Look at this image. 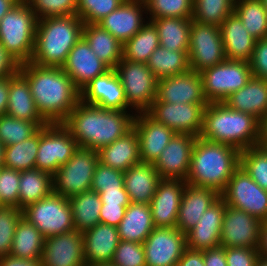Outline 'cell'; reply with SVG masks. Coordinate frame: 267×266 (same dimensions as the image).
<instances>
[{"instance_id": "obj_1", "label": "cell", "mask_w": 267, "mask_h": 266, "mask_svg": "<svg viewBox=\"0 0 267 266\" xmlns=\"http://www.w3.org/2000/svg\"><path fill=\"white\" fill-rule=\"evenodd\" d=\"M18 71L27 79L37 109L49 124L62 123L80 101V91L62 68L26 62L19 64Z\"/></svg>"}, {"instance_id": "obj_2", "label": "cell", "mask_w": 267, "mask_h": 266, "mask_svg": "<svg viewBox=\"0 0 267 266\" xmlns=\"http://www.w3.org/2000/svg\"><path fill=\"white\" fill-rule=\"evenodd\" d=\"M100 108L81 100L62 122L80 148L99 150L133 128L136 113Z\"/></svg>"}, {"instance_id": "obj_3", "label": "cell", "mask_w": 267, "mask_h": 266, "mask_svg": "<svg viewBox=\"0 0 267 266\" xmlns=\"http://www.w3.org/2000/svg\"><path fill=\"white\" fill-rule=\"evenodd\" d=\"M239 166L240 151L237 148L197 137L185 182L212 188L221 194Z\"/></svg>"}, {"instance_id": "obj_4", "label": "cell", "mask_w": 267, "mask_h": 266, "mask_svg": "<svg viewBox=\"0 0 267 266\" xmlns=\"http://www.w3.org/2000/svg\"><path fill=\"white\" fill-rule=\"evenodd\" d=\"M259 124L256 117L233 110L224 102H211L204 109L199 138L243 151L258 144Z\"/></svg>"}, {"instance_id": "obj_5", "label": "cell", "mask_w": 267, "mask_h": 266, "mask_svg": "<svg viewBox=\"0 0 267 266\" xmlns=\"http://www.w3.org/2000/svg\"><path fill=\"white\" fill-rule=\"evenodd\" d=\"M83 25L78 15L37 20L30 62L42 67L62 68L69 52L82 37Z\"/></svg>"}, {"instance_id": "obj_6", "label": "cell", "mask_w": 267, "mask_h": 266, "mask_svg": "<svg viewBox=\"0 0 267 266\" xmlns=\"http://www.w3.org/2000/svg\"><path fill=\"white\" fill-rule=\"evenodd\" d=\"M37 20L25 0L16 3L0 20V44L18 64L32 58Z\"/></svg>"}, {"instance_id": "obj_7", "label": "cell", "mask_w": 267, "mask_h": 266, "mask_svg": "<svg viewBox=\"0 0 267 266\" xmlns=\"http://www.w3.org/2000/svg\"><path fill=\"white\" fill-rule=\"evenodd\" d=\"M23 217L47 238L75 229L68 198L52 191L22 209Z\"/></svg>"}, {"instance_id": "obj_8", "label": "cell", "mask_w": 267, "mask_h": 266, "mask_svg": "<svg viewBox=\"0 0 267 266\" xmlns=\"http://www.w3.org/2000/svg\"><path fill=\"white\" fill-rule=\"evenodd\" d=\"M99 162L97 150L80 148L66 164L52 175L53 191L66 198L90 190L96 165Z\"/></svg>"}, {"instance_id": "obj_9", "label": "cell", "mask_w": 267, "mask_h": 266, "mask_svg": "<svg viewBox=\"0 0 267 266\" xmlns=\"http://www.w3.org/2000/svg\"><path fill=\"white\" fill-rule=\"evenodd\" d=\"M125 92L127 104L137 112H146L156 99L158 79L147 63L122 60L114 68Z\"/></svg>"}, {"instance_id": "obj_10", "label": "cell", "mask_w": 267, "mask_h": 266, "mask_svg": "<svg viewBox=\"0 0 267 266\" xmlns=\"http://www.w3.org/2000/svg\"><path fill=\"white\" fill-rule=\"evenodd\" d=\"M200 74L208 103L224 102L231 93L244 87L252 77L249 62L227 59Z\"/></svg>"}, {"instance_id": "obj_11", "label": "cell", "mask_w": 267, "mask_h": 266, "mask_svg": "<svg viewBox=\"0 0 267 266\" xmlns=\"http://www.w3.org/2000/svg\"><path fill=\"white\" fill-rule=\"evenodd\" d=\"M78 149L77 142L62 123L47 124L39 130L35 168L53 175Z\"/></svg>"}, {"instance_id": "obj_12", "label": "cell", "mask_w": 267, "mask_h": 266, "mask_svg": "<svg viewBox=\"0 0 267 266\" xmlns=\"http://www.w3.org/2000/svg\"><path fill=\"white\" fill-rule=\"evenodd\" d=\"M190 69L201 73L226 60L220 28L192 20L189 37Z\"/></svg>"}, {"instance_id": "obj_13", "label": "cell", "mask_w": 267, "mask_h": 266, "mask_svg": "<svg viewBox=\"0 0 267 266\" xmlns=\"http://www.w3.org/2000/svg\"><path fill=\"white\" fill-rule=\"evenodd\" d=\"M220 197L230 207L245 211L260 221L267 220V191L240 166L233 173Z\"/></svg>"}, {"instance_id": "obj_14", "label": "cell", "mask_w": 267, "mask_h": 266, "mask_svg": "<svg viewBox=\"0 0 267 266\" xmlns=\"http://www.w3.org/2000/svg\"><path fill=\"white\" fill-rule=\"evenodd\" d=\"M208 104L153 102L146 111L159 123H163L178 134L199 137L203 113Z\"/></svg>"}, {"instance_id": "obj_15", "label": "cell", "mask_w": 267, "mask_h": 266, "mask_svg": "<svg viewBox=\"0 0 267 266\" xmlns=\"http://www.w3.org/2000/svg\"><path fill=\"white\" fill-rule=\"evenodd\" d=\"M146 266H177L186 246V235L178 228H154L142 243Z\"/></svg>"}, {"instance_id": "obj_16", "label": "cell", "mask_w": 267, "mask_h": 266, "mask_svg": "<svg viewBox=\"0 0 267 266\" xmlns=\"http://www.w3.org/2000/svg\"><path fill=\"white\" fill-rule=\"evenodd\" d=\"M154 102L208 104L201 74L190 69L183 74L159 79Z\"/></svg>"}, {"instance_id": "obj_17", "label": "cell", "mask_w": 267, "mask_h": 266, "mask_svg": "<svg viewBox=\"0 0 267 266\" xmlns=\"http://www.w3.org/2000/svg\"><path fill=\"white\" fill-rule=\"evenodd\" d=\"M260 223L253 215L226 205L220 246L258 248Z\"/></svg>"}, {"instance_id": "obj_18", "label": "cell", "mask_w": 267, "mask_h": 266, "mask_svg": "<svg viewBox=\"0 0 267 266\" xmlns=\"http://www.w3.org/2000/svg\"><path fill=\"white\" fill-rule=\"evenodd\" d=\"M80 100L100 108L133 111L126 102L125 92L115 69H109L89 82L80 91Z\"/></svg>"}, {"instance_id": "obj_19", "label": "cell", "mask_w": 267, "mask_h": 266, "mask_svg": "<svg viewBox=\"0 0 267 266\" xmlns=\"http://www.w3.org/2000/svg\"><path fill=\"white\" fill-rule=\"evenodd\" d=\"M197 137L176 133L154 163L162 179L186 181Z\"/></svg>"}, {"instance_id": "obj_20", "label": "cell", "mask_w": 267, "mask_h": 266, "mask_svg": "<svg viewBox=\"0 0 267 266\" xmlns=\"http://www.w3.org/2000/svg\"><path fill=\"white\" fill-rule=\"evenodd\" d=\"M42 266H86L82 232L76 229L45 238Z\"/></svg>"}, {"instance_id": "obj_21", "label": "cell", "mask_w": 267, "mask_h": 266, "mask_svg": "<svg viewBox=\"0 0 267 266\" xmlns=\"http://www.w3.org/2000/svg\"><path fill=\"white\" fill-rule=\"evenodd\" d=\"M133 128L139 139L141 162L153 164L176 134L171 128L159 123L147 112L135 114Z\"/></svg>"}, {"instance_id": "obj_22", "label": "cell", "mask_w": 267, "mask_h": 266, "mask_svg": "<svg viewBox=\"0 0 267 266\" xmlns=\"http://www.w3.org/2000/svg\"><path fill=\"white\" fill-rule=\"evenodd\" d=\"M62 69L70 76L74 86L81 91L95 77L110 68L91 50L82 36L69 52Z\"/></svg>"}, {"instance_id": "obj_23", "label": "cell", "mask_w": 267, "mask_h": 266, "mask_svg": "<svg viewBox=\"0 0 267 266\" xmlns=\"http://www.w3.org/2000/svg\"><path fill=\"white\" fill-rule=\"evenodd\" d=\"M144 0H125L116 10L101 19L99 24L120 43L132 38L146 23Z\"/></svg>"}, {"instance_id": "obj_24", "label": "cell", "mask_w": 267, "mask_h": 266, "mask_svg": "<svg viewBox=\"0 0 267 266\" xmlns=\"http://www.w3.org/2000/svg\"><path fill=\"white\" fill-rule=\"evenodd\" d=\"M187 183L183 180L162 179L150 205L155 228H176L182 194Z\"/></svg>"}, {"instance_id": "obj_25", "label": "cell", "mask_w": 267, "mask_h": 266, "mask_svg": "<svg viewBox=\"0 0 267 266\" xmlns=\"http://www.w3.org/2000/svg\"><path fill=\"white\" fill-rule=\"evenodd\" d=\"M226 205L220 197L203 213L199 222L185 233L187 248L203 251L220 246Z\"/></svg>"}, {"instance_id": "obj_26", "label": "cell", "mask_w": 267, "mask_h": 266, "mask_svg": "<svg viewBox=\"0 0 267 266\" xmlns=\"http://www.w3.org/2000/svg\"><path fill=\"white\" fill-rule=\"evenodd\" d=\"M220 194L212 188L186 184L178 211L176 228L186 233L193 228L203 213L218 199Z\"/></svg>"}, {"instance_id": "obj_27", "label": "cell", "mask_w": 267, "mask_h": 266, "mask_svg": "<svg viewBox=\"0 0 267 266\" xmlns=\"http://www.w3.org/2000/svg\"><path fill=\"white\" fill-rule=\"evenodd\" d=\"M86 266L111 262L120 243L117 227L99 223L82 233Z\"/></svg>"}, {"instance_id": "obj_28", "label": "cell", "mask_w": 267, "mask_h": 266, "mask_svg": "<svg viewBox=\"0 0 267 266\" xmlns=\"http://www.w3.org/2000/svg\"><path fill=\"white\" fill-rule=\"evenodd\" d=\"M219 28L226 59L249 62L256 39L248 33L237 14H230Z\"/></svg>"}, {"instance_id": "obj_29", "label": "cell", "mask_w": 267, "mask_h": 266, "mask_svg": "<svg viewBox=\"0 0 267 266\" xmlns=\"http://www.w3.org/2000/svg\"><path fill=\"white\" fill-rule=\"evenodd\" d=\"M161 180L153 163L134 164L124 172V188L130 202L150 204Z\"/></svg>"}, {"instance_id": "obj_30", "label": "cell", "mask_w": 267, "mask_h": 266, "mask_svg": "<svg viewBox=\"0 0 267 266\" xmlns=\"http://www.w3.org/2000/svg\"><path fill=\"white\" fill-rule=\"evenodd\" d=\"M224 103L260 121L267 114V80L252 76L244 87L231 93Z\"/></svg>"}, {"instance_id": "obj_31", "label": "cell", "mask_w": 267, "mask_h": 266, "mask_svg": "<svg viewBox=\"0 0 267 266\" xmlns=\"http://www.w3.org/2000/svg\"><path fill=\"white\" fill-rule=\"evenodd\" d=\"M98 156L100 163L122 172L141 162L136 130L132 128L112 144L101 147Z\"/></svg>"}, {"instance_id": "obj_32", "label": "cell", "mask_w": 267, "mask_h": 266, "mask_svg": "<svg viewBox=\"0 0 267 266\" xmlns=\"http://www.w3.org/2000/svg\"><path fill=\"white\" fill-rule=\"evenodd\" d=\"M6 115L27 121L47 122L37 109L27 79L19 71L10 75Z\"/></svg>"}, {"instance_id": "obj_33", "label": "cell", "mask_w": 267, "mask_h": 266, "mask_svg": "<svg viewBox=\"0 0 267 266\" xmlns=\"http://www.w3.org/2000/svg\"><path fill=\"white\" fill-rule=\"evenodd\" d=\"M149 204L130 203L117 230L120 240L143 243L154 230Z\"/></svg>"}, {"instance_id": "obj_34", "label": "cell", "mask_w": 267, "mask_h": 266, "mask_svg": "<svg viewBox=\"0 0 267 266\" xmlns=\"http://www.w3.org/2000/svg\"><path fill=\"white\" fill-rule=\"evenodd\" d=\"M82 36L94 54L110 69H114L122 60L123 44L99 24H84Z\"/></svg>"}, {"instance_id": "obj_35", "label": "cell", "mask_w": 267, "mask_h": 266, "mask_svg": "<svg viewBox=\"0 0 267 266\" xmlns=\"http://www.w3.org/2000/svg\"><path fill=\"white\" fill-rule=\"evenodd\" d=\"M157 29L160 46L170 51H188L192 18L148 19Z\"/></svg>"}, {"instance_id": "obj_36", "label": "cell", "mask_w": 267, "mask_h": 266, "mask_svg": "<svg viewBox=\"0 0 267 266\" xmlns=\"http://www.w3.org/2000/svg\"><path fill=\"white\" fill-rule=\"evenodd\" d=\"M75 229L82 233L100 223L102 201L92 189L68 198Z\"/></svg>"}, {"instance_id": "obj_37", "label": "cell", "mask_w": 267, "mask_h": 266, "mask_svg": "<svg viewBox=\"0 0 267 266\" xmlns=\"http://www.w3.org/2000/svg\"><path fill=\"white\" fill-rule=\"evenodd\" d=\"M53 191L52 175L39 169L20 171L18 208L24 209Z\"/></svg>"}, {"instance_id": "obj_38", "label": "cell", "mask_w": 267, "mask_h": 266, "mask_svg": "<svg viewBox=\"0 0 267 266\" xmlns=\"http://www.w3.org/2000/svg\"><path fill=\"white\" fill-rule=\"evenodd\" d=\"M45 237L24 217L16 225L10 255L30 260H41Z\"/></svg>"}, {"instance_id": "obj_39", "label": "cell", "mask_w": 267, "mask_h": 266, "mask_svg": "<svg viewBox=\"0 0 267 266\" xmlns=\"http://www.w3.org/2000/svg\"><path fill=\"white\" fill-rule=\"evenodd\" d=\"M160 46L158 32L151 21L123 44L122 58L132 62L147 63L151 54Z\"/></svg>"}, {"instance_id": "obj_40", "label": "cell", "mask_w": 267, "mask_h": 266, "mask_svg": "<svg viewBox=\"0 0 267 266\" xmlns=\"http://www.w3.org/2000/svg\"><path fill=\"white\" fill-rule=\"evenodd\" d=\"M147 65L158 80L186 73L190 70L188 51H170L159 46Z\"/></svg>"}, {"instance_id": "obj_41", "label": "cell", "mask_w": 267, "mask_h": 266, "mask_svg": "<svg viewBox=\"0 0 267 266\" xmlns=\"http://www.w3.org/2000/svg\"><path fill=\"white\" fill-rule=\"evenodd\" d=\"M234 12L251 36L267 39V11L261 0H235Z\"/></svg>"}, {"instance_id": "obj_42", "label": "cell", "mask_w": 267, "mask_h": 266, "mask_svg": "<svg viewBox=\"0 0 267 266\" xmlns=\"http://www.w3.org/2000/svg\"><path fill=\"white\" fill-rule=\"evenodd\" d=\"M39 147V131L29 139L5 146L3 167L23 171L35 168Z\"/></svg>"}, {"instance_id": "obj_43", "label": "cell", "mask_w": 267, "mask_h": 266, "mask_svg": "<svg viewBox=\"0 0 267 266\" xmlns=\"http://www.w3.org/2000/svg\"><path fill=\"white\" fill-rule=\"evenodd\" d=\"M48 122H34L16 119L8 115L0 116V142L9 146L29 139Z\"/></svg>"}, {"instance_id": "obj_44", "label": "cell", "mask_w": 267, "mask_h": 266, "mask_svg": "<svg viewBox=\"0 0 267 266\" xmlns=\"http://www.w3.org/2000/svg\"><path fill=\"white\" fill-rule=\"evenodd\" d=\"M235 0H193L192 20L218 27L234 12Z\"/></svg>"}, {"instance_id": "obj_45", "label": "cell", "mask_w": 267, "mask_h": 266, "mask_svg": "<svg viewBox=\"0 0 267 266\" xmlns=\"http://www.w3.org/2000/svg\"><path fill=\"white\" fill-rule=\"evenodd\" d=\"M240 167L267 191V149L258 145L240 151Z\"/></svg>"}, {"instance_id": "obj_46", "label": "cell", "mask_w": 267, "mask_h": 266, "mask_svg": "<svg viewBox=\"0 0 267 266\" xmlns=\"http://www.w3.org/2000/svg\"><path fill=\"white\" fill-rule=\"evenodd\" d=\"M147 19L192 18L193 0H144Z\"/></svg>"}, {"instance_id": "obj_47", "label": "cell", "mask_w": 267, "mask_h": 266, "mask_svg": "<svg viewBox=\"0 0 267 266\" xmlns=\"http://www.w3.org/2000/svg\"><path fill=\"white\" fill-rule=\"evenodd\" d=\"M38 20L77 15V0H25Z\"/></svg>"}, {"instance_id": "obj_48", "label": "cell", "mask_w": 267, "mask_h": 266, "mask_svg": "<svg viewBox=\"0 0 267 266\" xmlns=\"http://www.w3.org/2000/svg\"><path fill=\"white\" fill-rule=\"evenodd\" d=\"M125 0H77V15L84 24L98 23Z\"/></svg>"}, {"instance_id": "obj_49", "label": "cell", "mask_w": 267, "mask_h": 266, "mask_svg": "<svg viewBox=\"0 0 267 266\" xmlns=\"http://www.w3.org/2000/svg\"><path fill=\"white\" fill-rule=\"evenodd\" d=\"M22 217L19 208L0 207V257L10 254L16 225Z\"/></svg>"}, {"instance_id": "obj_50", "label": "cell", "mask_w": 267, "mask_h": 266, "mask_svg": "<svg viewBox=\"0 0 267 266\" xmlns=\"http://www.w3.org/2000/svg\"><path fill=\"white\" fill-rule=\"evenodd\" d=\"M20 171L0 167V207L18 208Z\"/></svg>"}, {"instance_id": "obj_51", "label": "cell", "mask_w": 267, "mask_h": 266, "mask_svg": "<svg viewBox=\"0 0 267 266\" xmlns=\"http://www.w3.org/2000/svg\"><path fill=\"white\" fill-rule=\"evenodd\" d=\"M111 262L115 266H146L143 244L121 240Z\"/></svg>"}, {"instance_id": "obj_52", "label": "cell", "mask_w": 267, "mask_h": 266, "mask_svg": "<svg viewBox=\"0 0 267 266\" xmlns=\"http://www.w3.org/2000/svg\"><path fill=\"white\" fill-rule=\"evenodd\" d=\"M91 189L97 193L102 190L125 189L124 172L98 162L94 171Z\"/></svg>"}, {"instance_id": "obj_53", "label": "cell", "mask_w": 267, "mask_h": 266, "mask_svg": "<svg viewBox=\"0 0 267 266\" xmlns=\"http://www.w3.org/2000/svg\"><path fill=\"white\" fill-rule=\"evenodd\" d=\"M227 266H255L259 259L257 248L224 247Z\"/></svg>"}, {"instance_id": "obj_54", "label": "cell", "mask_w": 267, "mask_h": 266, "mask_svg": "<svg viewBox=\"0 0 267 266\" xmlns=\"http://www.w3.org/2000/svg\"><path fill=\"white\" fill-rule=\"evenodd\" d=\"M249 65L252 76L267 80V39L256 40Z\"/></svg>"}, {"instance_id": "obj_55", "label": "cell", "mask_w": 267, "mask_h": 266, "mask_svg": "<svg viewBox=\"0 0 267 266\" xmlns=\"http://www.w3.org/2000/svg\"><path fill=\"white\" fill-rule=\"evenodd\" d=\"M128 205L102 204L100 210V223L117 227L124 217Z\"/></svg>"}, {"instance_id": "obj_56", "label": "cell", "mask_w": 267, "mask_h": 266, "mask_svg": "<svg viewBox=\"0 0 267 266\" xmlns=\"http://www.w3.org/2000/svg\"><path fill=\"white\" fill-rule=\"evenodd\" d=\"M99 195L102 204L129 205L131 203L125 189L102 190Z\"/></svg>"}, {"instance_id": "obj_57", "label": "cell", "mask_w": 267, "mask_h": 266, "mask_svg": "<svg viewBox=\"0 0 267 266\" xmlns=\"http://www.w3.org/2000/svg\"><path fill=\"white\" fill-rule=\"evenodd\" d=\"M19 64L0 44V78L15 74Z\"/></svg>"}, {"instance_id": "obj_58", "label": "cell", "mask_w": 267, "mask_h": 266, "mask_svg": "<svg viewBox=\"0 0 267 266\" xmlns=\"http://www.w3.org/2000/svg\"><path fill=\"white\" fill-rule=\"evenodd\" d=\"M205 266H227L225 249L222 246L203 250Z\"/></svg>"}, {"instance_id": "obj_59", "label": "cell", "mask_w": 267, "mask_h": 266, "mask_svg": "<svg viewBox=\"0 0 267 266\" xmlns=\"http://www.w3.org/2000/svg\"><path fill=\"white\" fill-rule=\"evenodd\" d=\"M177 266H205L203 251L186 248Z\"/></svg>"}, {"instance_id": "obj_60", "label": "cell", "mask_w": 267, "mask_h": 266, "mask_svg": "<svg viewBox=\"0 0 267 266\" xmlns=\"http://www.w3.org/2000/svg\"><path fill=\"white\" fill-rule=\"evenodd\" d=\"M0 266H42L41 260H30L6 255L0 257Z\"/></svg>"}, {"instance_id": "obj_61", "label": "cell", "mask_w": 267, "mask_h": 266, "mask_svg": "<svg viewBox=\"0 0 267 266\" xmlns=\"http://www.w3.org/2000/svg\"><path fill=\"white\" fill-rule=\"evenodd\" d=\"M10 76L0 78V116L7 112Z\"/></svg>"}, {"instance_id": "obj_62", "label": "cell", "mask_w": 267, "mask_h": 266, "mask_svg": "<svg viewBox=\"0 0 267 266\" xmlns=\"http://www.w3.org/2000/svg\"><path fill=\"white\" fill-rule=\"evenodd\" d=\"M257 250L260 257L267 258V220H263L260 223L259 243Z\"/></svg>"}, {"instance_id": "obj_63", "label": "cell", "mask_w": 267, "mask_h": 266, "mask_svg": "<svg viewBox=\"0 0 267 266\" xmlns=\"http://www.w3.org/2000/svg\"><path fill=\"white\" fill-rule=\"evenodd\" d=\"M257 145L267 149V114L260 120Z\"/></svg>"}, {"instance_id": "obj_64", "label": "cell", "mask_w": 267, "mask_h": 266, "mask_svg": "<svg viewBox=\"0 0 267 266\" xmlns=\"http://www.w3.org/2000/svg\"><path fill=\"white\" fill-rule=\"evenodd\" d=\"M20 0H0V20L3 16L9 12L12 7L16 5Z\"/></svg>"}, {"instance_id": "obj_65", "label": "cell", "mask_w": 267, "mask_h": 266, "mask_svg": "<svg viewBox=\"0 0 267 266\" xmlns=\"http://www.w3.org/2000/svg\"><path fill=\"white\" fill-rule=\"evenodd\" d=\"M4 153H5V146L0 142V167L3 166Z\"/></svg>"}, {"instance_id": "obj_66", "label": "cell", "mask_w": 267, "mask_h": 266, "mask_svg": "<svg viewBox=\"0 0 267 266\" xmlns=\"http://www.w3.org/2000/svg\"><path fill=\"white\" fill-rule=\"evenodd\" d=\"M255 266H267V258L259 257Z\"/></svg>"}, {"instance_id": "obj_67", "label": "cell", "mask_w": 267, "mask_h": 266, "mask_svg": "<svg viewBox=\"0 0 267 266\" xmlns=\"http://www.w3.org/2000/svg\"><path fill=\"white\" fill-rule=\"evenodd\" d=\"M89 266H115L112 262H100Z\"/></svg>"}, {"instance_id": "obj_68", "label": "cell", "mask_w": 267, "mask_h": 266, "mask_svg": "<svg viewBox=\"0 0 267 266\" xmlns=\"http://www.w3.org/2000/svg\"><path fill=\"white\" fill-rule=\"evenodd\" d=\"M261 1H262L263 5H264L266 11H267V0H261Z\"/></svg>"}]
</instances>
